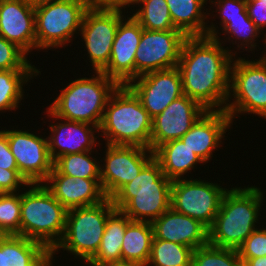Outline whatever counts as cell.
<instances>
[{
	"mask_svg": "<svg viewBox=\"0 0 266 266\" xmlns=\"http://www.w3.org/2000/svg\"><path fill=\"white\" fill-rule=\"evenodd\" d=\"M220 38L218 35L214 38L188 37L177 64L183 94L207 111H225L232 57L237 56V50L233 53L228 47L224 48Z\"/></svg>",
	"mask_w": 266,
	"mask_h": 266,
	"instance_id": "obj_1",
	"label": "cell"
},
{
	"mask_svg": "<svg viewBox=\"0 0 266 266\" xmlns=\"http://www.w3.org/2000/svg\"><path fill=\"white\" fill-rule=\"evenodd\" d=\"M261 188L254 186L228 188L220 210L209 228V243L221 248L238 249L257 229L260 209L265 200Z\"/></svg>",
	"mask_w": 266,
	"mask_h": 266,
	"instance_id": "obj_2",
	"label": "cell"
},
{
	"mask_svg": "<svg viewBox=\"0 0 266 266\" xmlns=\"http://www.w3.org/2000/svg\"><path fill=\"white\" fill-rule=\"evenodd\" d=\"M153 157L132 181L122 186L112 197L116 210L132 221L152 223L171 207V186Z\"/></svg>",
	"mask_w": 266,
	"mask_h": 266,
	"instance_id": "obj_3",
	"label": "cell"
},
{
	"mask_svg": "<svg viewBox=\"0 0 266 266\" xmlns=\"http://www.w3.org/2000/svg\"><path fill=\"white\" fill-rule=\"evenodd\" d=\"M99 132L105 144L150 149L152 118L135 93L119 85L107 102Z\"/></svg>",
	"mask_w": 266,
	"mask_h": 266,
	"instance_id": "obj_4",
	"label": "cell"
},
{
	"mask_svg": "<svg viewBox=\"0 0 266 266\" xmlns=\"http://www.w3.org/2000/svg\"><path fill=\"white\" fill-rule=\"evenodd\" d=\"M94 73L91 78L70 81L48 109L59 118L99 128L107 102L119 84L103 72Z\"/></svg>",
	"mask_w": 266,
	"mask_h": 266,
	"instance_id": "obj_5",
	"label": "cell"
},
{
	"mask_svg": "<svg viewBox=\"0 0 266 266\" xmlns=\"http://www.w3.org/2000/svg\"><path fill=\"white\" fill-rule=\"evenodd\" d=\"M28 187L21 191L20 236L39 242L52 252L63 238L68 210L43 183Z\"/></svg>",
	"mask_w": 266,
	"mask_h": 266,
	"instance_id": "obj_6",
	"label": "cell"
},
{
	"mask_svg": "<svg viewBox=\"0 0 266 266\" xmlns=\"http://www.w3.org/2000/svg\"><path fill=\"white\" fill-rule=\"evenodd\" d=\"M115 210L111 198L97 205L68 210L63 238L52 252L66 250L87 264L96 255L107 219Z\"/></svg>",
	"mask_w": 266,
	"mask_h": 266,
	"instance_id": "obj_7",
	"label": "cell"
},
{
	"mask_svg": "<svg viewBox=\"0 0 266 266\" xmlns=\"http://www.w3.org/2000/svg\"><path fill=\"white\" fill-rule=\"evenodd\" d=\"M230 99L233 101L231 102ZM225 111L231 117L232 123L235 117L245 113L266 119V57L264 55L256 61L245 60V57L233 58Z\"/></svg>",
	"mask_w": 266,
	"mask_h": 266,
	"instance_id": "obj_8",
	"label": "cell"
},
{
	"mask_svg": "<svg viewBox=\"0 0 266 266\" xmlns=\"http://www.w3.org/2000/svg\"><path fill=\"white\" fill-rule=\"evenodd\" d=\"M88 9L84 0H52L36 6V50L61 48L72 42Z\"/></svg>",
	"mask_w": 266,
	"mask_h": 266,
	"instance_id": "obj_9",
	"label": "cell"
},
{
	"mask_svg": "<svg viewBox=\"0 0 266 266\" xmlns=\"http://www.w3.org/2000/svg\"><path fill=\"white\" fill-rule=\"evenodd\" d=\"M208 180L184 178L174 180L171 186V207L179 213L200 221L208 229L220 210L228 190Z\"/></svg>",
	"mask_w": 266,
	"mask_h": 266,
	"instance_id": "obj_10",
	"label": "cell"
},
{
	"mask_svg": "<svg viewBox=\"0 0 266 266\" xmlns=\"http://www.w3.org/2000/svg\"><path fill=\"white\" fill-rule=\"evenodd\" d=\"M179 30H142L135 52V78L144 74L177 67L185 40Z\"/></svg>",
	"mask_w": 266,
	"mask_h": 266,
	"instance_id": "obj_11",
	"label": "cell"
},
{
	"mask_svg": "<svg viewBox=\"0 0 266 266\" xmlns=\"http://www.w3.org/2000/svg\"><path fill=\"white\" fill-rule=\"evenodd\" d=\"M120 10H93L84 15L79 35L95 72H102L108 65L112 45L119 23L126 17ZM84 40V41H83Z\"/></svg>",
	"mask_w": 266,
	"mask_h": 266,
	"instance_id": "obj_12",
	"label": "cell"
},
{
	"mask_svg": "<svg viewBox=\"0 0 266 266\" xmlns=\"http://www.w3.org/2000/svg\"><path fill=\"white\" fill-rule=\"evenodd\" d=\"M105 158L100 164L101 188L111 198L122 186L132 181L154 157L149 148L126 145L105 146Z\"/></svg>",
	"mask_w": 266,
	"mask_h": 266,
	"instance_id": "obj_13",
	"label": "cell"
},
{
	"mask_svg": "<svg viewBox=\"0 0 266 266\" xmlns=\"http://www.w3.org/2000/svg\"><path fill=\"white\" fill-rule=\"evenodd\" d=\"M9 142L20 174L29 184L43 183L54 168L48 139L29 130H3Z\"/></svg>",
	"mask_w": 266,
	"mask_h": 266,
	"instance_id": "obj_14",
	"label": "cell"
},
{
	"mask_svg": "<svg viewBox=\"0 0 266 266\" xmlns=\"http://www.w3.org/2000/svg\"><path fill=\"white\" fill-rule=\"evenodd\" d=\"M127 86L140 99L152 119L172 101L184 95L177 67L144 74L131 80Z\"/></svg>",
	"mask_w": 266,
	"mask_h": 266,
	"instance_id": "obj_15",
	"label": "cell"
},
{
	"mask_svg": "<svg viewBox=\"0 0 266 266\" xmlns=\"http://www.w3.org/2000/svg\"><path fill=\"white\" fill-rule=\"evenodd\" d=\"M205 112L207 110L187 95L172 101L152 119L150 149L154 151L167 141L180 139Z\"/></svg>",
	"mask_w": 266,
	"mask_h": 266,
	"instance_id": "obj_16",
	"label": "cell"
},
{
	"mask_svg": "<svg viewBox=\"0 0 266 266\" xmlns=\"http://www.w3.org/2000/svg\"><path fill=\"white\" fill-rule=\"evenodd\" d=\"M117 28L112 45L111 57L102 71L119 85H127L135 78V52L138 48L143 28L130 15Z\"/></svg>",
	"mask_w": 266,
	"mask_h": 266,
	"instance_id": "obj_17",
	"label": "cell"
},
{
	"mask_svg": "<svg viewBox=\"0 0 266 266\" xmlns=\"http://www.w3.org/2000/svg\"><path fill=\"white\" fill-rule=\"evenodd\" d=\"M48 118L56 119L59 122L49 125L48 148L51 159L55 162L60 156L65 154L81 153L93 151L96 146V132L99 135V128L87 123L68 121L55 116L46 108ZM96 130V131H95Z\"/></svg>",
	"mask_w": 266,
	"mask_h": 266,
	"instance_id": "obj_18",
	"label": "cell"
},
{
	"mask_svg": "<svg viewBox=\"0 0 266 266\" xmlns=\"http://www.w3.org/2000/svg\"><path fill=\"white\" fill-rule=\"evenodd\" d=\"M43 184L67 210L97 205L106 199L100 179L74 178L55 168Z\"/></svg>",
	"mask_w": 266,
	"mask_h": 266,
	"instance_id": "obj_19",
	"label": "cell"
},
{
	"mask_svg": "<svg viewBox=\"0 0 266 266\" xmlns=\"http://www.w3.org/2000/svg\"><path fill=\"white\" fill-rule=\"evenodd\" d=\"M0 36L27 55L36 50L35 7L24 0H0Z\"/></svg>",
	"mask_w": 266,
	"mask_h": 266,
	"instance_id": "obj_20",
	"label": "cell"
},
{
	"mask_svg": "<svg viewBox=\"0 0 266 266\" xmlns=\"http://www.w3.org/2000/svg\"><path fill=\"white\" fill-rule=\"evenodd\" d=\"M231 117L226 111H207L180 138L194 153L207 163L213 152L222 147V139L231 127Z\"/></svg>",
	"mask_w": 266,
	"mask_h": 266,
	"instance_id": "obj_21",
	"label": "cell"
},
{
	"mask_svg": "<svg viewBox=\"0 0 266 266\" xmlns=\"http://www.w3.org/2000/svg\"><path fill=\"white\" fill-rule=\"evenodd\" d=\"M153 239L186 245L193 250L209 243V229L200 221L170 207L152 223Z\"/></svg>",
	"mask_w": 266,
	"mask_h": 266,
	"instance_id": "obj_22",
	"label": "cell"
},
{
	"mask_svg": "<svg viewBox=\"0 0 266 266\" xmlns=\"http://www.w3.org/2000/svg\"><path fill=\"white\" fill-rule=\"evenodd\" d=\"M163 174L171 181L183 179L184 175L204 162L181 139L167 141L154 151Z\"/></svg>",
	"mask_w": 266,
	"mask_h": 266,
	"instance_id": "obj_23",
	"label": "cell"
},
{
	"mask_svg": "<svg viewBox=\"0 0 266 266\" xmlns=\"http://www.w3.org/2000/svg\"><path fill=\"white\" fill-rule=\"evenodd\" d=\"M208 0H166L172 23L176 29L187 37L206 36L207 17L211 14L204 12V4ZM203 11V12H202Z\"/></svg>",
	"mask_w": 266,
	"mask_h": 266,
	"instance_id": "obj_24",
	"label": "cell"
},
{
	"mask_svg": "<svg viewBox=\"0 0 266 266\" xmlns=\"http://www.w3.org/2000/svg\"><path fill=\"white\" fill-rule=\"evenodd\" d=\"M129 221L130 218L120 210H115L108 217L100 247L87 265L105 266L122 262V242Z\"/></svg>",
	"mask_w": 266,
	"mask_h": 266,
	"instance_id": "obj_25",
	"label": "cell"
},
{
	"mask_svg": "<svg viewBox=\"0 0 266 266\" xmlns=\"http://www.w3.org/2000/svg\"><path fill=\"white\" fill-rule=\"evenodd\" d=\"M153 238L150 222L130 220L122 242V262L146 266L150 258Z\"/></svg>",
	"mask_w": 266,
	"mask_h": 266,
	"instance_id": "obj_26",
	"label": "cell"
},
{
	"mask_svg": "<svg viewBox=\"0 0 266 266\" xmlns=\"http://www.w3.org/2000/svg\"><path fill=\"white\" fill-rule=\"evenodd\" d=\"M48 253L39 242L19 235H4L5 266H36Z\"/></svg>",
	"mask_w": 266,
	"mask_h": 266,
	"instance_id": "obj_27",
	"label": "cell"
},
{
	"mask_svg": "<svg viewBox=\"0 0 266 266\" xmlns=\"http://www.w3.org/2000/svg\"><path fill=\"white\" fill-rule=\"evenodd\" d=\"M39 73L38 69L0 70V111H16L25 96L23 85Z\"/></svg>",
	"mask_w": 266,
	"mask_h": 266,
	"instance_id": "obj_28",
	"label": "cell"
},
{
	"mask_svg": "<svg viewBox=\"0 0 266 266\" xmlns=\"http://www.w3.org/2000/svg\"><path fill=\"white\" fill-rule=\"evenodd\" d=\"M140 8L132 17L143 29L152 31L178 30L172 23V18L166 0H140Z\"/></svg>",
	"mask_w": 266,
	"mask_h": 266,
	"instance_id": "obj_29",
	"label": "cell"
},
{
	"mask_svg": "<svg viewBox=\"0 0 266 266\" xmlns=\"http://www.w3.org/2000/svg\"><path fill=\"white\" fill-rule=\"evenodd\" d=\"M193 249L174 242L153 239L146 266H191Z\"/></svg>",
	"mask_w": 266,
	"mask_h": 266,
	"instance_id": "obj_30",
	"label": "cell"
},
{
	"mask_svg": "<svg viewBox=\"0 0 266 266\" xmlns=\"http://www.w3.org/2000/svg\"><path fill=\"white\" fill-rule=\"evenodd\" d=\"M92 151L65 154L54 162V168L63 175L74 178L100 179V162Z\"/></svg>",
	"mask_w": 266,
	"mask_h": 266,
	"instance_id": "obj_31",
	"label": "cell"
},
{
	"mask_svg": "<svg viewBox=\"0 0 266 266\" xmlns=\"http://www.w3.org/2000/svg\"><path fill=\"white\" fill-rule=\"evenodd\" d=\"M222 32V34L225 33L224 35L228 36L222 38L225 42L228 39L231 41L230 44H237L236 49L239 48V51L241 49L244 51L248 50V52L256 50L255 47L258 46L255 42L257 41L256 38H259L260 34L264 33L255 26L249 16H243V19L230 20V22L222 29Z\"/></svg>",
	"mask_w": 266,
	"mask_h": 266,
	"instance_id": "obj_32",
	"label": "cell"
},
{
	"mask_svg": "<svg viewBox=\"0 0 266 266\" xmlns=\"http://www.w3.org/2000/svg\"><path fill=\"white\" fill-rule=\"evenodd\" d=\"M191 266H243L238 250L210 243L193 250Z\"/></svg>",
	"mask_w": 266,
	"mask_h": 266,
	"instance_id": "obj_33",
	"label": "cell"
},
{
	"mask_svg": "<svg viewBox=\"0 0 266 266\" xmlns=\"http://www.w3.org/2000/svg\"><path fill=\"white\" fill-rule=\"evenodd\" d=\"M21 194L0 193V235H19Z\"/></svg>",
	"mask_w": 266,
	"mask_h": 266,
	"instance_id": "obj_34",
	"label": "cell"
},
{
	"mask_svg": "<svg viewBox=\"0 0 266 266\" xmlns=\"http://www.w3.org/2000/svg\"><path fill=\"white\" fill-rule=\"evenodd\" d=\"M217 9L213 12L218 13V18H220V28L216 27L213 22L212 25H207L206 36L214 38L217 34H221L219 31L222 30L230 20L243 19V16H248L246 10V0H209ZM218 28V30H217ZM220 32V33H218Z\"/></svg>",
	"mask_w": 266,
	"mask_h": 266,
	"instance_id": "obj_35",
	"label": "cell"
},
{
	"mask_svg": "<svg viewBox=\"0 0 266 266\" xmlns=\"http://www.w3.org/2000/svg\"><path fill=\"white\" fill-rule=\"evenodd\" d=\"M15 43L0 36V70L37 69Z\"/></svg>",
	"mask_w": 266,
	"mask_h": 266,
	"instance_id": "obj_36",
	"label": "cell"
},
{
	"mask_svg": "<svg viewBox=\"0 0 266 266\" xmlns=\"http://www.w3.org/2000/svg\"><path fill=\"white\" fill-rule=\"evenodd\" d=\"M237 250L240 259L266 256V228L254 230Z\"/></svg>",
	"mask_w": 266,
	"mask_h": 266,
	"instance_id": "obj_37",
	"label": "cell"
},
{
	"mask_svg": "<svg viewBox=\"0 0 266 266\" xmlns=\"http://www.w3.org/2000/svg\"><path fill=\"white\" fill-rule=\"evenodd\" d=\"M29 183L20 174L19 170H8L0 167V193H17Z\"/></svg>",
	"mask_w": 266,
	"mask_h": 266,
	"instance_id": "obj_38",
	"label": "cell"
},
{
	"mask_svg": "<svg viewBox=\"0 0 266 266\" xmlns=\"http://www.w3.org/2000/svg\"><path fill=\"white\" fill-rule=\"evenodd\" d=\"M246 10L255 26L264 31L266 28V3L261 0H246Z\"/></svg>",
	"mask_w": 266,
	"mask_h": 266,
	"instance_id": "obj_39",
	"label": "cell"
},
{
	"mask_svg": "<svg viewBox=\"0 0 266 266\" xmlns=\"http://www.w3.org/2000/svg\"><path fill=\"white\" fill-rule=\"evenodd\" d=\"M0 167L18 170L16 159L10 151L7 135L3 130H0Z\"/></svg>",
	"mask_w": 266,
	"mask_h": 266,
	"instance_id": "obj_40",
	"label": "cell"
},
{
	"mask_svg": "<svg viewBox=\"0 0 266 266\" xmlns=\"http://www.w3.org/2000/svg\"><path fill=\"white\" fill-rule=\"evenodd\" d=\"M88 8L93 10H120L124 8L125 0H84Z\"/></svg>",
	"mask_w": 266,
	"mask_h": 266,
	"instance_id": "obj_41",
	"label": "cell"
},
{
	"mask_svg": "<svg viewBox=\"0 0 266 266\" xmlns=\"http://www.w3.org/2000/svg\"><path fill=\"white\" fill-rule=\"evenodd\" d=\"M241 260L243 266H266V256Z\"/></svg>",
	"mask_w": 266,
	"mask_h": 266,
	"instance_id": "obj_42",
	"label": "cell"
},
{
	"mask_svg": "<svg viewBox=\"0 0 266 266\" xmlns=\"http://www.w3.org/2000/svg\"><path fill=\"white\" fill-rule=\"evenodd\" d=\"M54 255L53 252H49L36 266H53V261L55 260L53 259Z\"/></svg>",
	"mask_w": 266,
	"mask_h": 266,
	"instance_id": "obj_43",
	"label": "cell"
},
{
	"mask_svg": "<svg viewBox=\"0 0 266 266\" xmlns=\"http://www.w3.org/2000/svg\"><path fill=\"white\" fill-rule=\"evenodd\" d=\"M0 266H5V263H4V235H0Z\"/></svg>",
	"mask_w": 266,
	"mask_h": 266,
	"instance_id": "obj_44",
	"label": "cell"
},
{
	"mask_svg": "<svg viewBox=\"0 0 266 266\" xmlns=\"http://www.w3.org/2000/svg\"><path fill=\"white\" fill-rule=\"evenodd\" d=\"M27 4L31 5V6H38V5H41V4H44V3H48L49 1H52V0H24Z\"/></svg>",
	"mask_w": 266,
	"mask_h": 266,
	"instance_id": "obj_45",
	"label": "cell"
},
{
	"mask_svg": "<svg viewBox=\"0 0 266 266\" xmlns=\"http://www.w3.org/2000/svg\"><path fill=\"white\" fill-rule=\"evenodd\" d=\"M105 266H139V265L121 262V263L109 264V265H105Z\"/></svg>",
	"mask_w": 266,
	"mask_h": 266,
	"instance_id": "obj_46",
	"label": "cell"
},
{
	"mask_svg": "<svg viewBox=\"0 0 266 266\" xmlns=\"http://www.w3.org/2000/svg\"><path fill=\"white\" fill-rule=\"evenodd\" d=\"M140 0H125V7L137 4Z\"/></svg>",
	"mask_w": 266,
	"mask_h": 266,
	"instance_id": "obj_47",
	"label": "cell"
},
{
	"mask_svg": "<svg viewBox=\"0 0 266 266\" xmlns=\"http://www.w3.org/2000/svg\"><path fill=\"white\" fill-rule=\"evenodd\" d=\"M264 36H265V38H264V40H263V41L265 42L264 44L266 45V33H265V35H264ZM264 47H265V49H266V46H264ZM264 56L266 57V52L264 53Z\"/></svg>",
	"mask_w": 266,
	"mask_h": 266,
	"instance_id": "obj_48",
	"label": "cell"
}]
</instances>
